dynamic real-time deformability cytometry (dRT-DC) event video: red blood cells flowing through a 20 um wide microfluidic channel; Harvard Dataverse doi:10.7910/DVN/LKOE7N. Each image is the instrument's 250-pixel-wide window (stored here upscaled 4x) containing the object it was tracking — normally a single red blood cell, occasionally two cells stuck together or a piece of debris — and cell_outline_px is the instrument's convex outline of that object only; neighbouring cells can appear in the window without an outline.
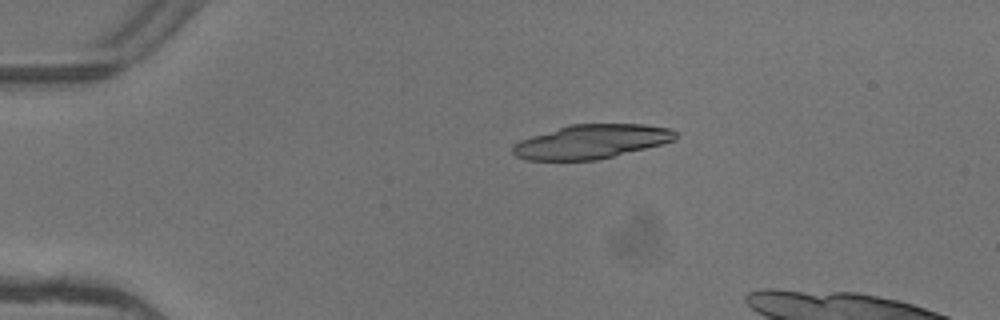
{"species": "common noctule bat (a hibernating species)", "species_latin": "Nyctalus noctula", "temperature_condition": "warm", "stored_images_in_passage": 4, "camera_frame_rate_fps": 3000, "um_per_image_px": 0.085, "animal": {"sex": "female"}, "frame": {"image": 1, "passage_image": 3, "time_ms": 0.667, "image_size_px": [1000, 320], "cell_outline_px": [[676, 140], [596, 160], [524, 160], [516, 156], [512, 152], [512, 144], [520, 140], [568, 124], [644, 124], [672, 128], [676, 132]], "centroid_in_image_um": [50.23, 12.03], "position_along_channel_um": 34.8, "area_um2": 32.19}}